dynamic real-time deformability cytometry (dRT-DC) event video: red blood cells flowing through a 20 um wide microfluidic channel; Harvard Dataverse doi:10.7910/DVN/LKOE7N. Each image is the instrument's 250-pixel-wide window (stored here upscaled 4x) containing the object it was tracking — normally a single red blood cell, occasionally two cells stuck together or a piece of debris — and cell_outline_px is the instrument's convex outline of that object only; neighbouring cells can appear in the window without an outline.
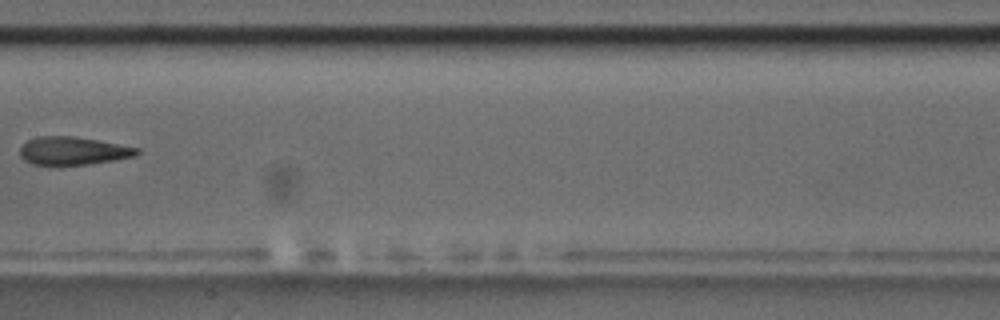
{"species": "common noctule bat (a hibernating species)", "species_latin": "Nyctalus noctula", "temperature_condition": "room temperature", "stored_images_in_passage": 7, "camera_frame_rate_fps": 3000, "um_per_image_px": 0.085, "animal": {"sex": "male", "body_mass_g": 17.5, "forearm_length_mm": 52.3}, "frame": {"image": 1, "passage_image": 7, "time_ms": 7.0, "image_size_px": [1000, 320], "cell_outline_px": [[140, 152], [136, 156], [88, 164], [60, 168], [32, 164], [24, 160], [20, 156], [20, 148], [28, 140], [40, 136], [76, 136], [140, 148]], "centroid_in_image_um": [6.17, 12.86], "position_along_channel_um": 201.2, "area_um2": 19.71}}